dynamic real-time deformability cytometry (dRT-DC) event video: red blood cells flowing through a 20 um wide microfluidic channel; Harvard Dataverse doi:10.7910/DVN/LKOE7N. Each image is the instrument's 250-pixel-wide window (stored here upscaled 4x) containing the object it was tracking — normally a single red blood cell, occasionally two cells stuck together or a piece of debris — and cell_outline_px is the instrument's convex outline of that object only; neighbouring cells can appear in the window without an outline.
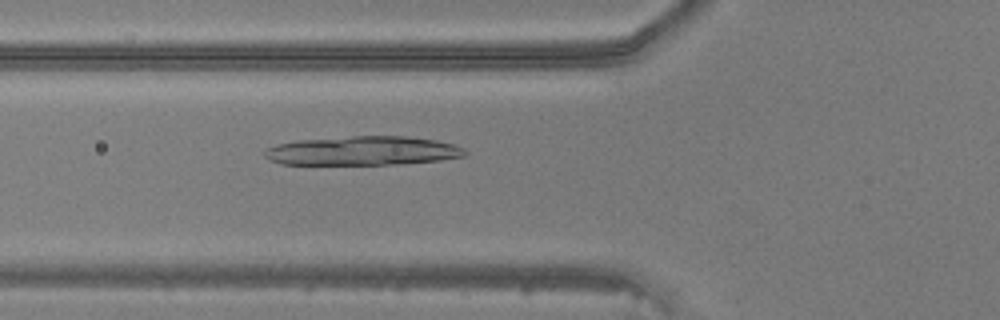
{"species": "common noctule bat (a hibernating species)", "species_latin": "Nyctalus noctula", "temperature_condition": "warm", "stored_images_in_passage": 48, "camera_frame_rate_fps": 3000, "um_per_image_px": 0.085, "animal": {"sex": "male", "body_mass_g": 20.5, "forearm_length_mm": 52.5}, "frame": {"image": 1, "passage_image": 18, "time_ms": 5.667, "image_size_px": [1000, 320], "cell_outline_px": [[468, 152], [464, 156], [440, 160], [400, 164], [280, 164], [268, 160], [264, 156], [264, 152], [268, 148], [276, 144], [300, 140], [352, 136], [408, 136], [436, 140], [452, 144], [464, 148]], "centroid_in_image_um": [30.84, 12.82], "position_along_channel_um": 95.0, "area_um2": 33.87}}
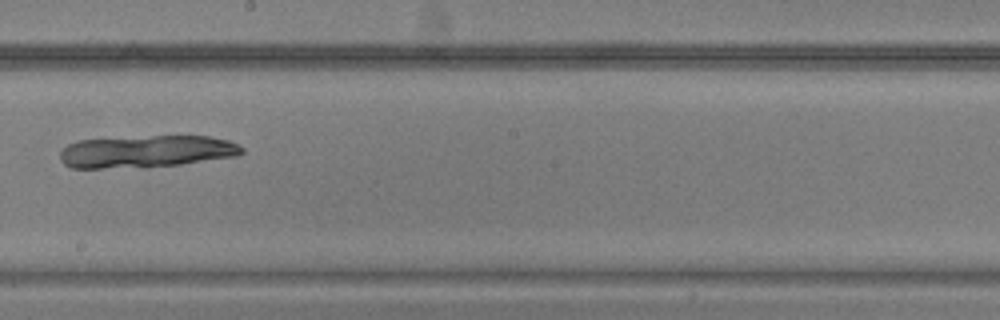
{"frame": {"image": 2, "passage_image": 28, "time_ms": 9.0, "image_size_px": [1000, 320], "cell_outline_px": [[244, 152], [236, 156], [180, 164], [148, 168], [72, 168], [64, 164], [60, 160], [60, 152], [68, 144], [76, 140], [152, 136], [208, 136], [228, 140], [244, 148]], "centroid_in_image_um": [12.42, 12.89], "position_along_channel_um": 235.8, "area_um2": 34.39}}
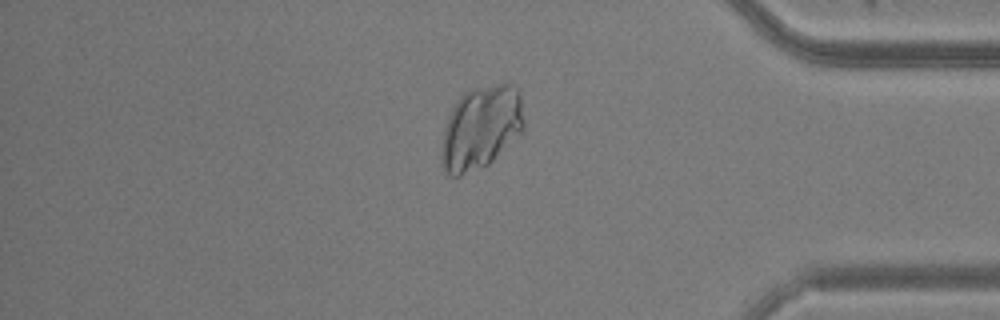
{"frame": {"image": 3, "passage_image": 41, "time_ms": 13.333, "image_size_px": [1000, 320], "cell_outline_px": [[524, 128], [484, 168], [460, 176], [452, 176], [440, 164], [440, 148], [444, 128], [448, 116], [456, 100], [464, 92], [472, 88], [496, 84], [512, 84], [520, 92], [524, 120]], "centroid_in_image_um": [40.84, 10.84], "position_along_channel_um": 394.4, "area_um2": 40.23}}